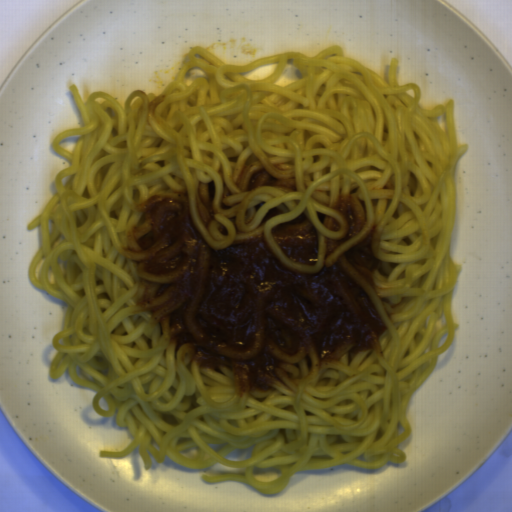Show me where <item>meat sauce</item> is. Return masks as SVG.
<instances>
[{
	"mask_svg": "<svg viewBox=\"0 0 512 512\" xmlns=\"http://www.w3.org/2000/svg\"><path fill=\"white\" fill-rule=\"evenodd\" d=\"M306 167L264 152L231 160L218 182L152 193L121 251L141 276L136 311L161 326L179 366L227 371L240 396L308 382L348 353L381 354L392 318L374 278L383 231L363 200L331 197L318 219L297 208Z\"/></svg>",
	"mask_w": 512,
	"mask_h": 512,
	"instance_id": "obj_1",
	"label": "meat sauce"
}]
</instances>
